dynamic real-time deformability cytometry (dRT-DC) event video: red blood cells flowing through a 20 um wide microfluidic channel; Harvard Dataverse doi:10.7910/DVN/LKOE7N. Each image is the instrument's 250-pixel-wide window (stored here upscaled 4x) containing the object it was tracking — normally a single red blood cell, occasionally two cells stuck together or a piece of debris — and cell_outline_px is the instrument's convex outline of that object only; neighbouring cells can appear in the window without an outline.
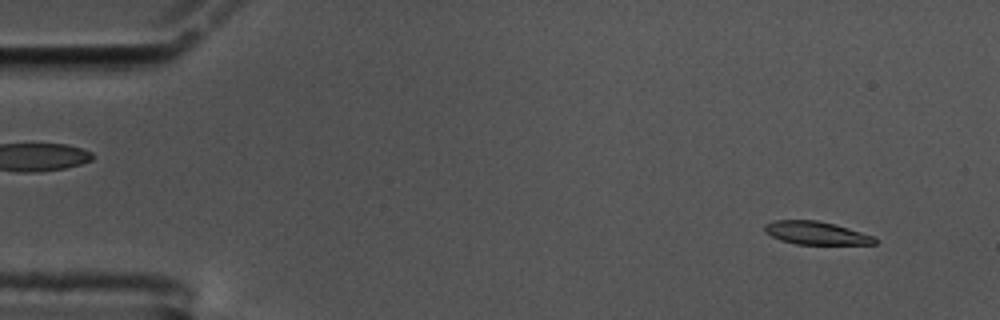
{"species": "common noctule bat (a hibernating species)", "species_latin": "Nyctalus noctula", "temperature_condition": "cold", "stored_images_in_passage": 57, "camera_frame_rate_fps": 3000, "um_per_image_px": 0.085, "animal": {"sex": "male", "body_mass_g": 17.5, "forearm_length_mm": 52.3}, "frame": {"image": 1, "passage_image": 4, "time_ms": 1.0, "image_size_px": [1000, 320], "cell_outline_px": [[876, 244], [796, 244], [780, 240], [764, 232], [764, 224], [772, 220], [816, 220], [848, 228], [876, 236]], "centroid_in_image_um": [69.34, 19.8], "position_along_channel_um": 15.7, "area_um2": 14.8}}
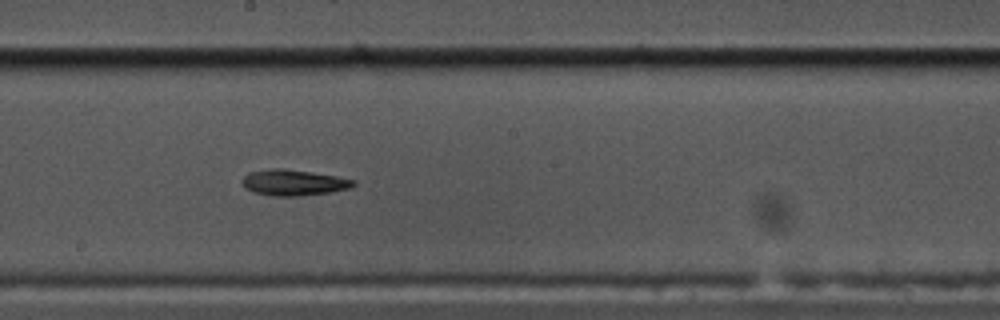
{"frame": {"image": 2, "passage_image": 31, "time_ms": 10.0, "image_size_px": [1000, 320], "cell_outline_px": [[356, 184], [348, 188], [328, 192], [300, 196], [272, 196], [252, 192], [244, 188], [240, 184], [240, 180], [248, 172], [272, 168], [284, 168], [336, 176], [356, 180]], "centroid_in_image_um": [24.87, 15.52], "position_along_channel_um": 223.3, "area_um2": 16.94}}
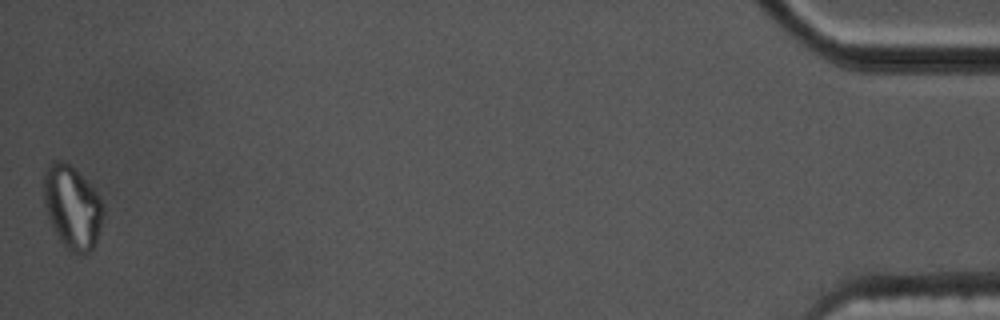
{"frame": {"image": 3, "passage_image": 57, "time_ms": 18.667, "image_size_px": [1000, 320], "cell_outline_px": [[104, 212], [100, 228], [96, 240], [92, 248], [84, 256], [80, 256], [72, 252], [60, 240], [48, 216], [44, 204], [44, 172], [48, 164], [52, 160], [64, 160], [100, 196], [104, 208]], "centroid_in_image_um": [6.14, 17.62], "position_along_channel_um": 429.1, "area_um2": 28.44}, "authors_computed_cell_mechanics": {"area_um2": 16.2996, "velocity_mm_per_s": 3.4569, "shape_relaxation_time_tau1_ms": 11.383, "shape_relaxation_time_tau2_ms": 9.0318, "deformation_change_tau1": 0.3005, "deformation_change_tau2": 0.1843}}